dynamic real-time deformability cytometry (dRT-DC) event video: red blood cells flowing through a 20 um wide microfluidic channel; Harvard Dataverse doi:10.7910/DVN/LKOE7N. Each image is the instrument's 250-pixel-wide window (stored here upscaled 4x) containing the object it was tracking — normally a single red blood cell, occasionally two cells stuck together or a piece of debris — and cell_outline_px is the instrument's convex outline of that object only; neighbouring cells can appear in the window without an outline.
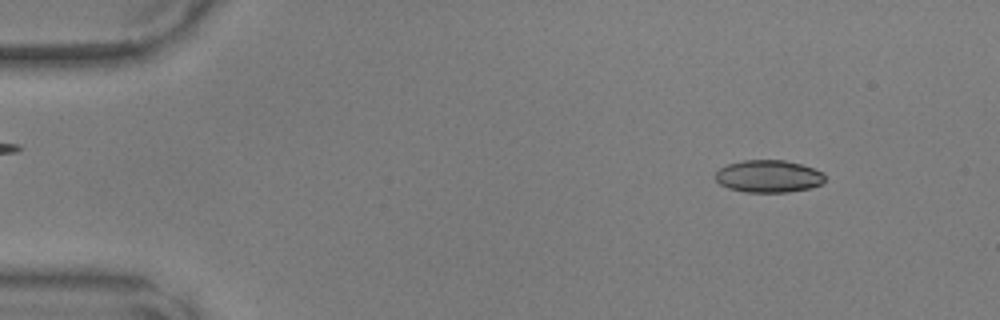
{"species": "common noctule bat (a hibernating species)", "species_latin": "Nyctalus noctula", "temperature_condition": "warm", "stored_images_in_passage": 9, "camera_frame_rate_fps": 3000, "um_per_image_px": 0.085, "animal": {"sex": "male", "body_mass_g": 17.9, "forearm_length_mm": 54.2}, "frame": {"image": 1, "passage_image": 2, "time_ms": 0.333, "image_size_px": [1000, 320], "cell_outline_px": [[824, 180], [820, 184], [812, 188], [788, 192], [744, 192], [728, 188], [720, 184], [716, 180], [716, 172], [720, 168], [728, 164], [744, 160], [784, 160], [800, 164], [824, 172]], "centroid_in_image_um": [65.32, 14.99], "position_along_channel_um": 19.7, "area_um2": 20.63}}